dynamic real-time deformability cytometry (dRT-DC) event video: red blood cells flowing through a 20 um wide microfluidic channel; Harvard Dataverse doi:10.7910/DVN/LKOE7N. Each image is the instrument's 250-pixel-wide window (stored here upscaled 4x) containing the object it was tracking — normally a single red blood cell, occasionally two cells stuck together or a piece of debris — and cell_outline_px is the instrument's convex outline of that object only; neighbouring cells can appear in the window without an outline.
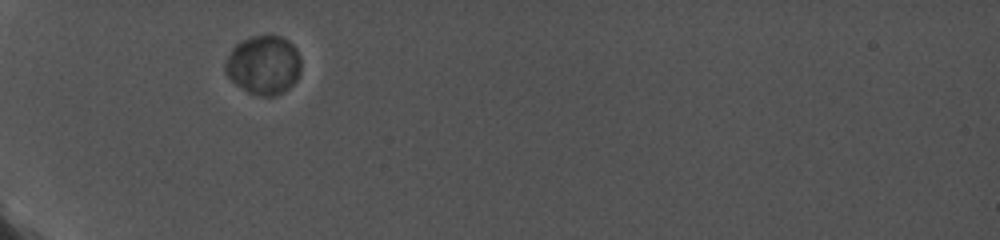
{"species": "common noctule bat (a hibernating species)", "species_latin": "Nyctalus noctula", "temperature_condition": "cold", "stored_images_in_passage": 23, "camera_frame_rate_fps": 5000, "um_per_image_px": 0.085, "animal": {"sex": "female", "body_mass_g": 19.0, "forearm_length_mm": 56.7}, "frame": {"image": 1, "passage_image": 1, "time_ms": 0.0, "image_size_px": [1000, 240], "cell_outline_px": [[300, 72], [296, 80], [284, 92], [272, 96], [260, 96], [248, 92], [236, 84], [228, 76], [224, 68], [224, 64], [232, 48], [236, 44], [248, 36], [280, 36], [288, 40], [296, 48], [300, 56]], "centroid_in_image_um": [22.41, 5.52], "position_along_channel_um": 62.6, "area_um2": 26.01}}
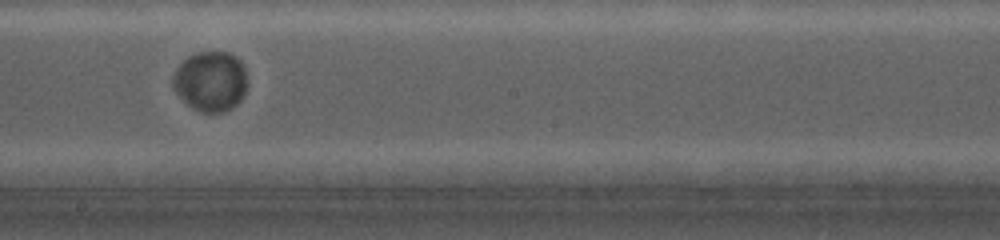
{"frame": {"image": 2, "passage_image": 11, "time_ms": 5.0, "image_size_px": [1000, 240], "cell_outline_px": [[248, 84], [244, 96], [232, 108], [220, 112], [200, 112], [192, 108], [172, 88], [172, 76], [176, 68], [188, 56], [200, 52], [228, 52], [236, 56], [240, 60], [244, 68], [248, 80]], "centroid_in_image_um": [17.91, 6.91], "position_along_channel_um": 230.3, "area_um2": 26.24}}
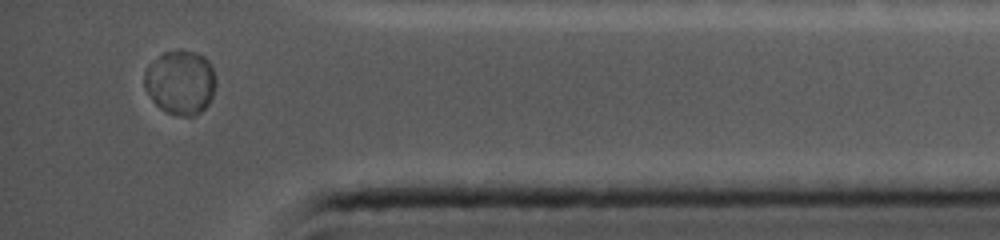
{"frame": {"image": 3, "passage_image": 22, "time_ms": 10.2, "image_size_px": [1000, 240], "cell_outline_px": [[216, 84], [212, 96], [208, 104], [200, 112], [192, 116], [176, 116], [164, 112], [152, 100], [144, 88], [144, 72], [148, 64], [164, 52], [196, 52], [204, 56], [212, 64], [216, 76]], "centroid_in_image_um": [15.34, 7.02], "position_along_channel_um": 419.9, "area_um2": 26.93}}